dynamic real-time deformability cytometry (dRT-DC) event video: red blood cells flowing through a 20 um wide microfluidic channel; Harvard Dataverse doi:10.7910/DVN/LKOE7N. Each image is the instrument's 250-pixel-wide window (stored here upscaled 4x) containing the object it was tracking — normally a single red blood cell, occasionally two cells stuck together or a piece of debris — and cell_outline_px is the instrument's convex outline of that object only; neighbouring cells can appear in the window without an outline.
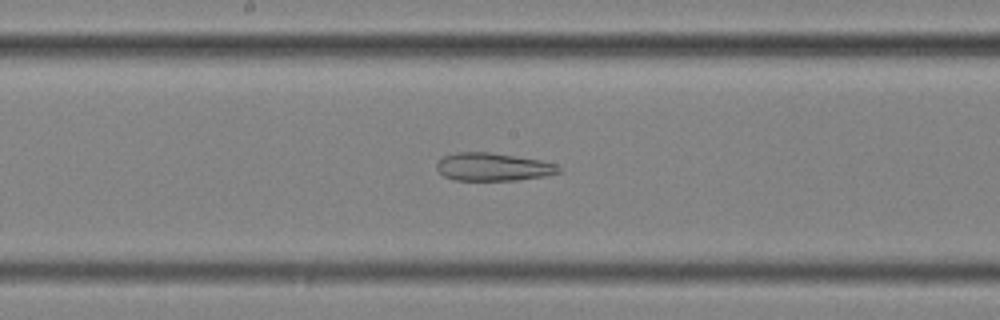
{"species": "common noctule bat (a hibernating species)", "species_latin": "Nyctalus noctula", "temperature_condition": "cold", "stored_images_in_passage": 57, "camera_frame_rate_fps": 3000, "um_per_image_px": 0.085, "animal": {"sex": "female", "body_mass_g": 25.1}, "frame": {"image": 1, "passage_image": 30, "time_ms": 9.667, "image_size_px": [1000, 320], "cell_outline_px": [[560, 172], [544, 176], [516, 180], [456, 180], [444, 176], [436, 168], [436, 164], [444, 156], [456, 152], [488, 152], [540, 160], [556, 164], [560, 168]], "centroid_in_image_um": [41.89, 14.19], "position_along_channel_um": 206.3, "area_um2": 19.65}}
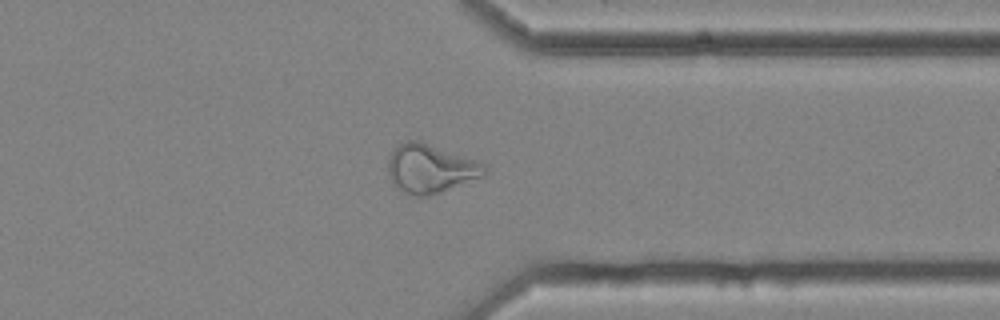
{"frame": {"image": 2, "passage_image": 44, "time_ms": 14.333, "image_size_px": [1000, 320], "cell_outline_px": [[488, 172], [484, 176], [440, 192], [428, 196], [408, 196], [396, 188], [392, 184], [388, 172], [388, 160], [392, 152], [400, 144], [408, 140], [420, 140], [480, 160], [488, 168]], "centroid_in_image_um": [36.61, 14.33], "position_along_channel_um": 374.8, "area_um2": 27.92}, "authors_computed_cell_mechanics": {"area_um2": 28.8422, "velocity_mm_per_s": 3.6426, "shape_relaxation_time_tau1_ms": null, "shape_relaxation_time_tau2_ms": 3.5107, "deformation_change_tau1": null, "deformation_change_tau2": 0.1325}}